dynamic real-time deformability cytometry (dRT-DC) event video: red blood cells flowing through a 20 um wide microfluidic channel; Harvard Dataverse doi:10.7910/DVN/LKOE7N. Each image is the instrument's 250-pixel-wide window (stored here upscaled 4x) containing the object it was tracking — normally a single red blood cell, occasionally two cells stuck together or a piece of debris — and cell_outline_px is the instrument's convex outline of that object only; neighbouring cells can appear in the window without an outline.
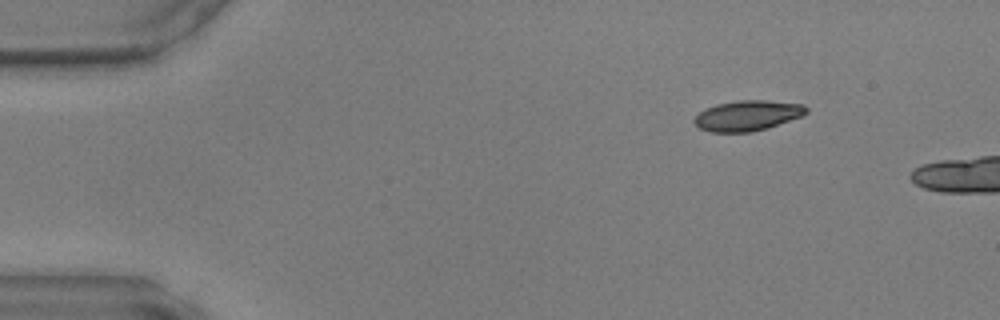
{"species": "common noctule bat (a hibernating species)", "species_latin": "Nyctalus noctula", "temperature_condition": "warm", "stored_images_in_passage": 6, "camera_frame_rate_fps": 3000, "um_per_image_px": 0.085, "animal": {"sex": "male", "body_mass_g": 17.9, "forearm_length_mm": 54.2}, "frame": {"image": 1, "passage_image": 1, "time_ms": 0.0, "image_size_px": [1000, 320], "cell_outline_px": [[808, 112], [800, 116], [768, 128], [752, 132], [712, 132], [700, 128], [692, 120], [700, 112], [716, 104], [740, 100], [764, 100], [804, 104], [808, 108]], "centroid_in_image_um": [63.55, 9.82], "position_along_channel_um": 21.4, "area_um2": 19.65}}